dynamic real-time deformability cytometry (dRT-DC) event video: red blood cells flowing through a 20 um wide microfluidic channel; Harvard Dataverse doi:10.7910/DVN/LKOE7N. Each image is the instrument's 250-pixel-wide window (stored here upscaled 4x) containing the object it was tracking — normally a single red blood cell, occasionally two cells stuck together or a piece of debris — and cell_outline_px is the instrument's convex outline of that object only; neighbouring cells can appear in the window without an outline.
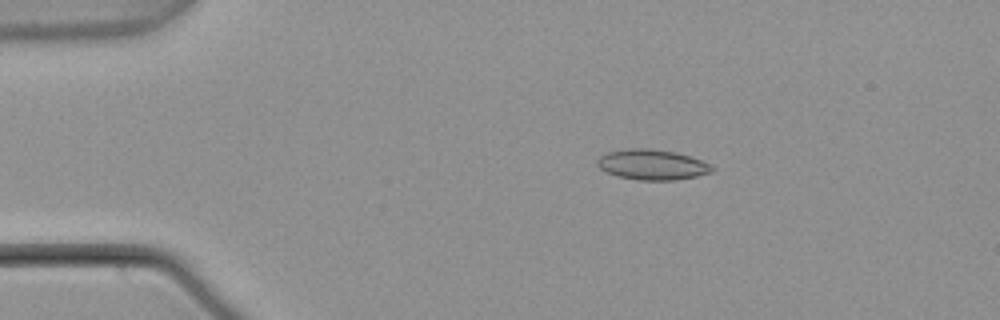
{"species": "common noctule bat (a hibernating species)", "species_latin": "Nyctalus noctula", "temperature_condition": "warm", "stored_images_in_passage": 4, "camera_frame_rate_fps": 3000, "um_per_image_px": 0.085, "animal": {"sex": "male", "body_mass_g": 21.5, "forearm_length_mm": 52.0}, "frame": {"image": 1, "passage_image": 3, "time_ms": 0.667, "image_size_px": [1000, 320], "cell_outline_px": [[716, 168], [712, 172], [696, 176], [672, 180], [640, 180], [620, 176], [608, 172], [600, 168], [596, 164], [596, 160], [600, 156], [608, 152], [628, 148], [648, 148], [676, 152], [700, 160]], "centroid_in_image_um": [55.42, 13.98], "position_along_channel_um": 29.6, "area_um2": 20.06}}